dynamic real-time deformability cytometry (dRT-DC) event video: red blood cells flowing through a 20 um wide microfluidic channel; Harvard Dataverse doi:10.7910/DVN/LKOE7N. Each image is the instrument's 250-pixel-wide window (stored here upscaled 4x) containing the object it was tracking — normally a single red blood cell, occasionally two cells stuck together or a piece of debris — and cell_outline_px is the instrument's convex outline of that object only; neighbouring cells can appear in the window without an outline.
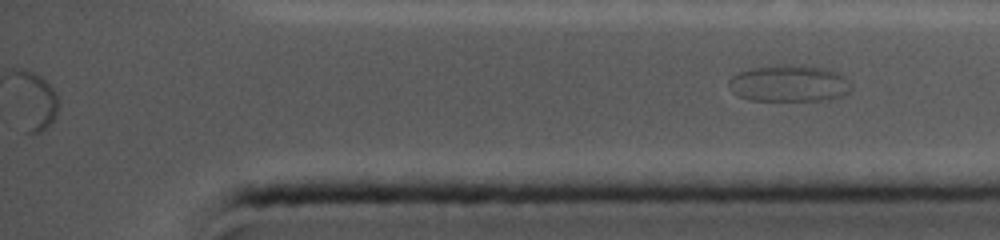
{"species": "common noctule bat (a hibernating species)", "species_latin": "Nyctalus noctula", "temperature_condition": "cold", "stored_images_in_passage": 50, "segment_of_instrument_passage": [2, 2], "camera_frame_rate_fps": 5000, "um_per_image_px": 0.085, "animal": {"sex": "female", "body_mass_g": 19.0, "forearm_length_mm": 56.7}, "frame": {"image": 1, "passage_image": 50, "time_ms": 20.4, "image_size_px": [1000, 240], "cell_outline_px": [[848, 92], [840, 96], [828, 100], [748, 100], [736, 96], [728, 84], [728, 80], [732, 76], [740, 72], [752, 68], [776, 64], [800, 64], [828, 68], [844, 76]], "centroid_in_image_um": [67.0, 7.07], "position_along_channel_um": 368.2, "area_um2": 26.18}}